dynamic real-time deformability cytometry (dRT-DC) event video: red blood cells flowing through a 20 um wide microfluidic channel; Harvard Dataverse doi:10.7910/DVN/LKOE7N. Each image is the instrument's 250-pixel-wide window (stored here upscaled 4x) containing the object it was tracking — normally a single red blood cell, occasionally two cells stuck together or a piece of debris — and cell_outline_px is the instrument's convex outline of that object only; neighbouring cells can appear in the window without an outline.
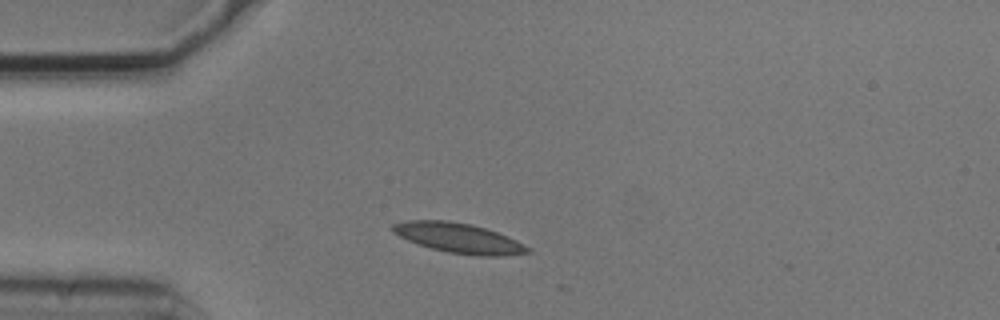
{"species": "common noctule bat (a hibernating species)", "species_latin": "Nyctalus noctula", "temperature_condition": "cold", "stored_images_in_passage": 4, "camera_frame_rate_fps": 3000, "um_per_image_px": 0.085, "animal": {"sex": "male", "body_mass_g": 20.5, "forearm_length_mm": 52.5}, "frame": {"image": 1, "passage_image": 2, "time_ms": 0.333, "image_size_px": [1000, 320], "cell_outline_px": [[532, 252], [500, 256], [476, 256], [448, 252], [432, 248], [408, 240], [392, 232], [392, 224], [408, 220], [448, 220], [472, 224], [508, 236], [532, 248]], "centroid_in_image_um": [39.02, 20.23], "position_along_channel_um": 46.0, "area_um2": 23.47}}
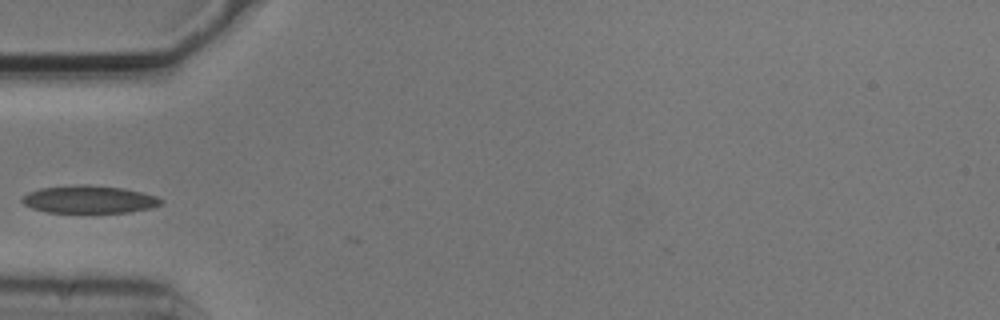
{"frame": {"image": 2, "passage_image": 3, "time_ms": 0.667, "image_size_px": [1000, 320], "cell_outline_px": [[164, 204], [152, 208], [128, 212], [84, 216], [48, 212], [32, 208], [24, 204], [20, 200], [20, 196], [28, 192], [40, 188], [76, 184], [84, 184], [124, 188], [156, 196], [164, 200]], "centroid_in_image_um": [7.56, 17.0], "position_along_channel_um": 77.4, "area_um2": 23.7}}
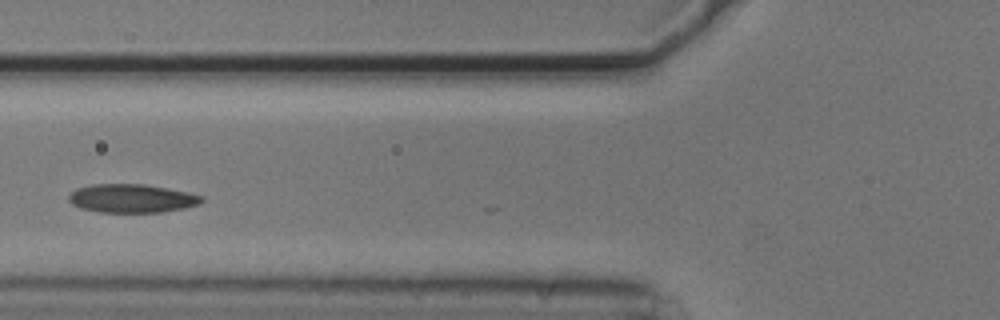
{"frame": {"image": 3, "passage_image": 4, "time_ms": 1.0, "image_size_px": [1000, 320], "cell_outline_px": [[204, 200], [200, 204], [184, 208], [164, 212], [100, 212], [80, 208], [72, 204], [68, 200], [68, 196], [76, 188], [92, 184], [144, 184], [168, 188], [188, 192], [204, 196]], "centroid_in_image_um": [11.22, 16.86], "position_along_channel_um": 114.6, "area_um2": 22.25}}